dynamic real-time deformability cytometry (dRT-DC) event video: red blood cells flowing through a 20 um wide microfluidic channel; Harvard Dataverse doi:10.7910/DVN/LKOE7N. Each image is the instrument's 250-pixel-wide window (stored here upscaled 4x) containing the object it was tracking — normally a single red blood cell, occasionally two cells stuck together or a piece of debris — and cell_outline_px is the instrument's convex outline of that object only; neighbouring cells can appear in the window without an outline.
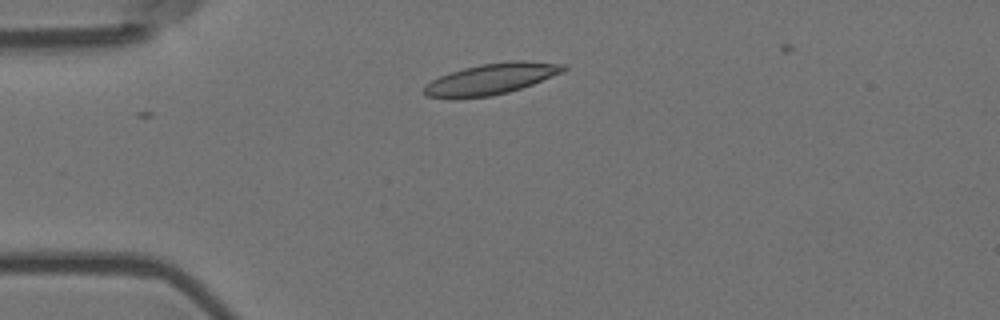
{"species": "Egyptian fruit bat (a non-hibernating species)", "species_latin": "Rousettus aegyptiacus", "temperature_condition": "room temperature", "stored_images_in_passage": 14, "camera_frame_rate_fps": 3000, "um_per_image_px": 0.085, "animal": {"sex": "female"}, "frame": {"image": 1, "passage_image": 1, "time_ms": 0.0, "image_size_px": [1000, 320], "cell_outline_px": [[568, 68], [564, 72], [532, 84], [508, 92], [492, 96], [456, 100], [448, 100], [424, 96], [424, 88], [432, 80], [440, 76], [464, 68], [480, 64], [512, 60], [524, 60], [564, 64]], "centroid_in_image_um": [41.73, 6.73], "position_along_channel_um": 43.3, "area_um2": 25.61}}
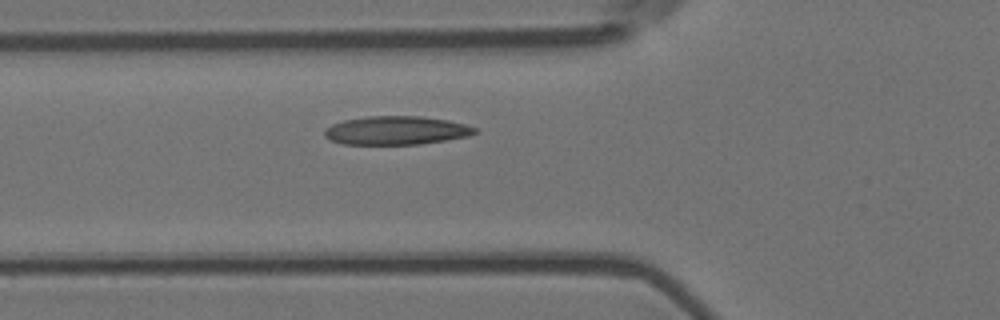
{"frame": {"image": 2, "passage_image": 7, "time_ms": 2.0, "image_size_px": [1000, 320], "cell_outline_px": [[476, 132], [468, 136], [420, 144], [344, 144], [328, 140], [324, 136], [324, 128], [332, 124], [344, 120], [368, 116], [420, 116], [448, 120], [464, 124], [476, 128]], "centroid_in_image_um": [33.62, 11.08], "position_along_channel_um": 92.2, "area_um2": 24.97}}
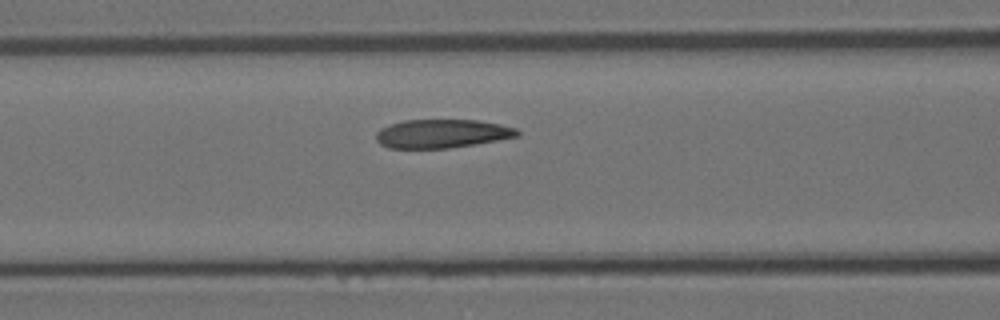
{"frame": {"image": 3, "passage_image": 10, "time_ms": 3.0, "image_size_px": [1000, 320], "cell_outline_px": [[520, 136], [476, 144], [448, 148], [388, 148], [380, 144], [376, 140], [376, 132], [380, 128], [404, 120], [476, 120], [500, 124], [516, 128], [520, 132]], "centroid_in_image_um": [37.57, 11.36], "position_along_channel_um": 129.0, "area_um2": 23.58}}